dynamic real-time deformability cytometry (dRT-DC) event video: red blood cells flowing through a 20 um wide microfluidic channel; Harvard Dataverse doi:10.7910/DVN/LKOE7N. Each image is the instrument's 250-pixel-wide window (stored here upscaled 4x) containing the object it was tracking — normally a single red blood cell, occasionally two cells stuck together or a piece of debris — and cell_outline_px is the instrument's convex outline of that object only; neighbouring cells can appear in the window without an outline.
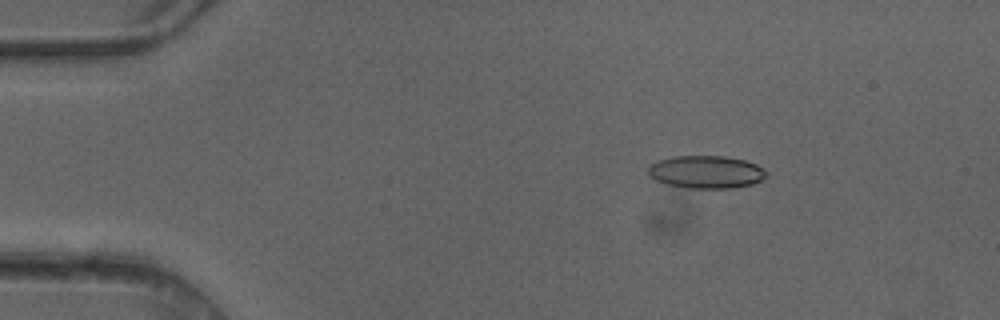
{"species": "common noctule bat (a hibernating species)", "species_latin": "Nyctalus noctula", "temperature_condition": "cold", "stored_images_in_passage": 5, "camera_frame_rate_fps": 3000, "um_per_image_px": 0.085, "animal": {"sex": "female"}, "frame": {"image": 1, "passage_image": 3, "time_ms": 0.667, "image_size_px": [1000, 320], "cell_outline_px": [[768, 176], [752, 184], [732, 188], [688, 188], [668, 184], [656, 180], [648, 172], [648, 164], [672, 156], [724, 156], [744, 160], [756, 164], [768, 172]], "centroid_in_image_um": [60.03, 14.61], "position_along_channel_um": 25.0, "area_um2": 22.48}}
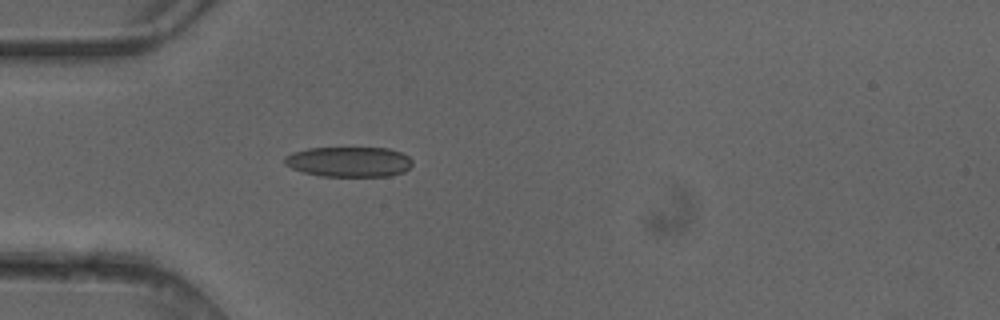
{"frame": {"image": 2, "passage_image": 5, "time_ms": 1.333, "image_size_px": [1000, 320], "cell_outline_px": [[412, 164], [404, 172], [392, 176], [320, 176], [304, 172], [292, 168], [284, 164], [284, 156], [292, 152], [308, 148], [388, 148], [400, 152], [408, 156], [412, 160]], "centroid_in_image_um": [29.65, 13.75], "position_along_channel_um": 55.3, "area_um2": 22.54}}